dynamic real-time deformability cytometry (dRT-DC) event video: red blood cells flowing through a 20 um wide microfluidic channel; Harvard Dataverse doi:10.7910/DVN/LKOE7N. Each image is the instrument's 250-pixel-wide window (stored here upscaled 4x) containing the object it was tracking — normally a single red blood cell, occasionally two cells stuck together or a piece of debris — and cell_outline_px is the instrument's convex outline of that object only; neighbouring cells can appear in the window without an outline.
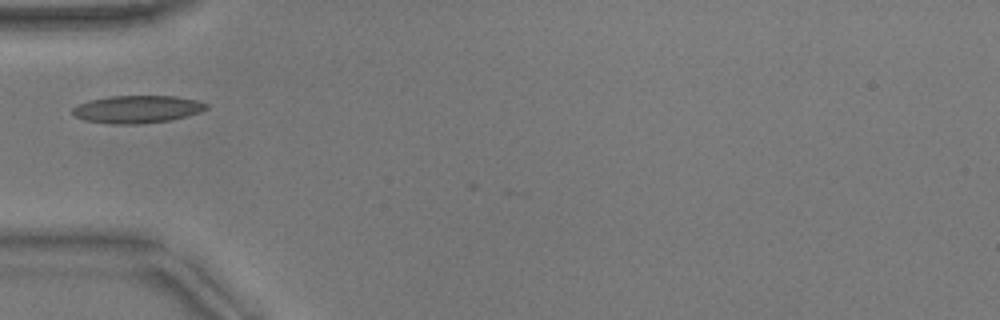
{"species": "common noctule bat (a hibernating species)", "species_latin": "Nyctalus noctula", "temperature_condition": "warm", "stored_images_in_passage": 13, "camera_frame_rate_fps": 3000, "um_per_image_px": 0.085, "animal": {"sex": "male", "body_mass_g": 17.9}, "frame": {"image": 1, "passage_image": 1, "time_ms": 0.0, "image_size_px": [1000, 320], "cell_outline_px": [[208, 108], [200, 112], [172, 120], [140, 124], [116, 124], [84, 120], [76, 116], [72, 112], [72, 108], [88, 100], [108, 96], [176, 96], [200, 100], [208, 104]], "centroid_in_image_um": [11.71, 9.28], "position_along_channel_um": 73.3, "area_um2": 21.62}}